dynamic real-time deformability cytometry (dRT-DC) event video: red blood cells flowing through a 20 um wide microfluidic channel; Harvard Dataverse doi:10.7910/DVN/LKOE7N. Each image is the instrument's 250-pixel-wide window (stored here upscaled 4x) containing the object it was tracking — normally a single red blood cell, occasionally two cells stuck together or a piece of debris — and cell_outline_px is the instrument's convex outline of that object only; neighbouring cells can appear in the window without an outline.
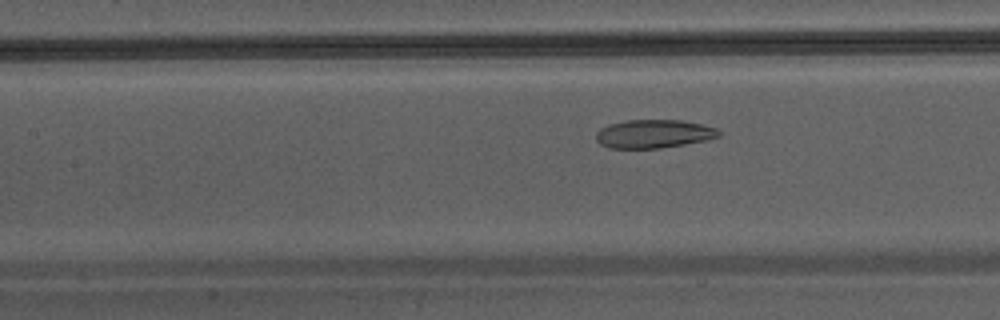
{"species": "Egyptian fruit bat (a non-hibernating species)", "species_latin": "Rousettus aegyptiacus", "temperature_condition": "warm", "stored_images_in_passage": 10, "camera_frame_rate_fps": 3000, "um_per_image_px": 0.085, "animal": {"sex": "male"}, "frame": {"image": 1, "passage_image": 10, "time_ms": 3.0, "image_size_px": [1000, 320], "cell_outline_px": [[720, 136], [708, 140], [660, 148], [608, 148], [600, 144], [596, 140], [596, 132], [600, 128], [608, 124], [628, 120], [680, 120], [700, 124], [716, 128], [720, 132]], "centroid_in_image_um": [55.54, 11.38], "position_along_channel_um": 151.9, "area_um2": 20.35}}